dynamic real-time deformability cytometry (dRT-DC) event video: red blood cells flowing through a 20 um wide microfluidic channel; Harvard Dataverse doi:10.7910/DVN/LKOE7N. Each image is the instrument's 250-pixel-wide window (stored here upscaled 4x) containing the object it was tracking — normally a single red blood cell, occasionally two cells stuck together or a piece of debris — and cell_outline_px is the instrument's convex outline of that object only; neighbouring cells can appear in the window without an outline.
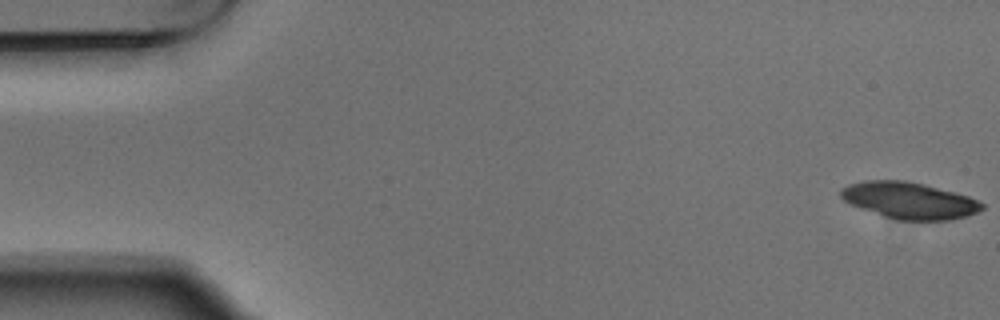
{"species": "Egyptian fruit bat (a non-hibernating species)", "species_latin": "Rousettus aegyptiacus", "temperature_condition": "warm", "stored_images_in_passage": 6, "camera_frame_rate_fps": 3000, "um_per_image_px": 0.085, "animal": {"sex": "male"}, "frame": {"image": 1, "passage_image": 1, "time_ms": 0.0, "image_size_px": [1000, 320], "cell_outline_px": [[984, 208], [968, 216], [948, 220], [896, 220], [884, 216], [852, 204], [844, 200], [840, 196], [840, 188], [848, 184], [864, 180], [904, 180], [924, 184], [968, 196], [984, 204]], "centroid_in_image_um": [77.28, 17.03], "position_along_channel_um": 7.7, "area_um2": 29.88}}